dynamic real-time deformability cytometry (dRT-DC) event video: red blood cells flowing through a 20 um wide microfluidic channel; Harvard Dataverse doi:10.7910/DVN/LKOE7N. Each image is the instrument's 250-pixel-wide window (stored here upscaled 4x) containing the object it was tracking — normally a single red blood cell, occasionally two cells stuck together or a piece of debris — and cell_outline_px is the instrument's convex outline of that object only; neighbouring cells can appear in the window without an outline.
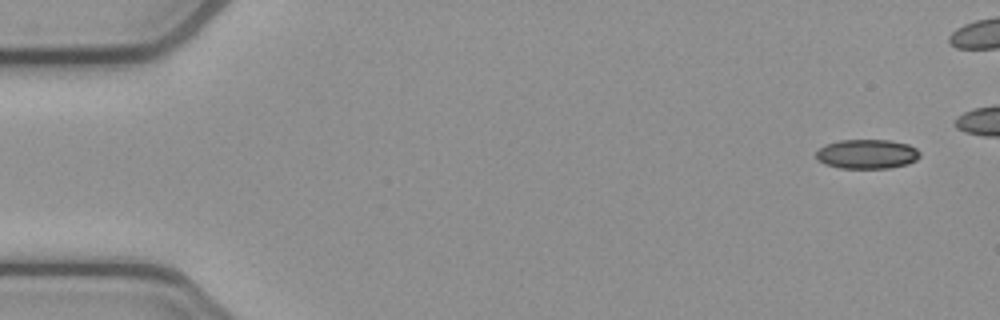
{"species": "common noctule bat (a hibernating species)", "species_latin": "Nyctalus noctula", "temperature_condition": "cold", "stored_images_in_passage": 8, "camera_frame_rate_fps": 3000, "um_per_image_px": 0.085, "animal": {"sex": "female", "body_mass_g": 21.9}, "frame": {"image": 1, "passage_image": 1, "time_ms": 0.0, "image_size_px": [1000, 320], "cell_outline_px": [[920, 156], [916, 160], [908, 164], [892, 168], [840, 168], [824, 164], [816, 160], [816, 152], [824, 144], [840, 140], [888, 140], [908, 144], [916, 148], [920, 152]], "centroid_in_image_um": [73.68, 13.1], "position_along_channel_um": 11.3, "area_um2": 17.98}}
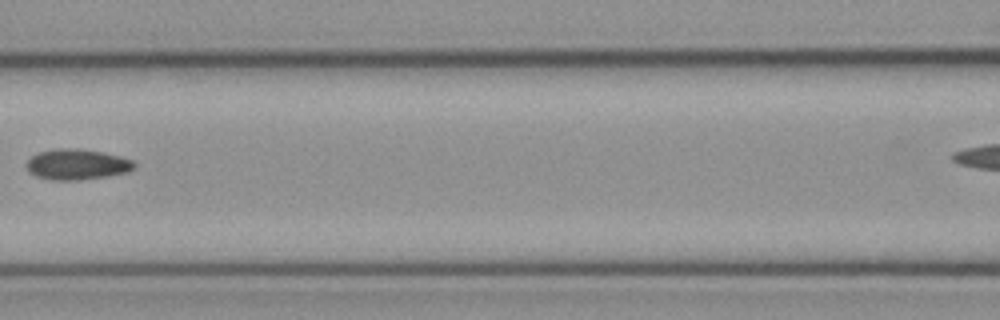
{"frame": {"image": 2, "passage_image": 7, "time_ms": 2.0, "image_size_px": [1000, 320], "cell_outline_px": [[136, 164], [128, 172], [104, 176], [76, 180], [48, 180], [36, 176], [28, 172], [28, 160], [32, 156], [40, 152], [56, 148], [80, 148], [104, 152], [120, 156], [132, 160]], "centroid_in_image_um": [6.53, 13.96], "position_along_channel_um": 160.1, "area_um2": 19.13}}
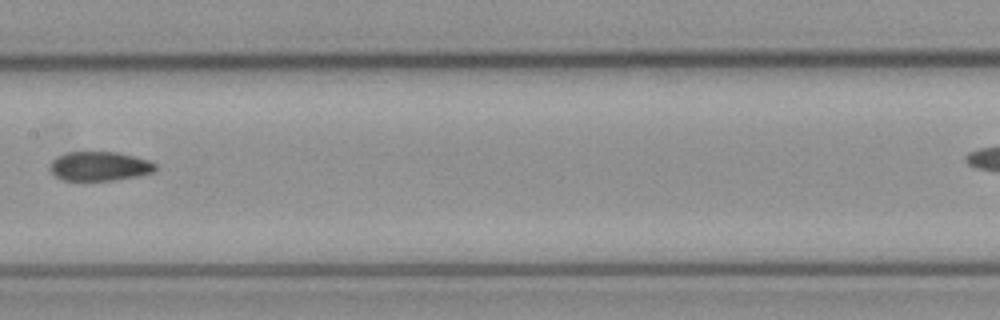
{"frame": {"image": 3, "passage_image": 8, "time_ms": 2.333, "image_size_px": [1000, 320], "cell_outline_px": [[156, 168], [152, 172], [136, 176], [112, 180], [64, 180], [56, 176], [48, 168], [48, 164], [56, 156], [68, 152], [116, 152], [148, 160], [156, 164]], "centroid_in_image_um": [8.4, 14.12], "position_along_channel_um": 199.0, "area_um2": 17.8}}